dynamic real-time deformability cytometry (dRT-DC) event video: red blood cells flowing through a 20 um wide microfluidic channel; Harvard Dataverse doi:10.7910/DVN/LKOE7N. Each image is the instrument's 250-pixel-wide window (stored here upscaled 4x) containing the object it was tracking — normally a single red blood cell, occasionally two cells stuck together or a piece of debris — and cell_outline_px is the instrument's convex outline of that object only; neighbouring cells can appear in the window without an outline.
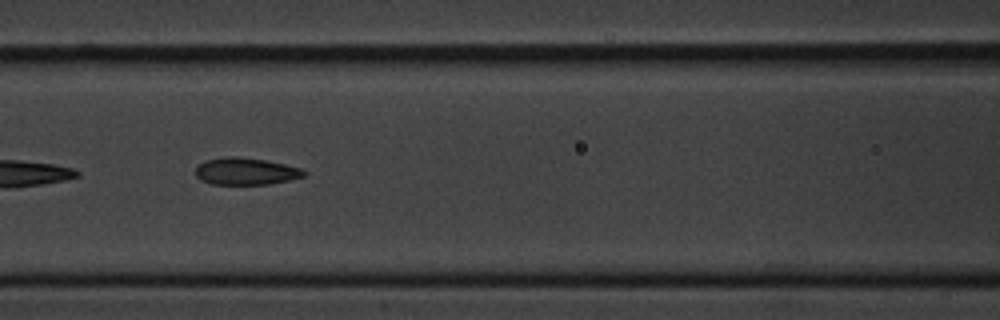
{"species": "common noctule bat (a hibernating species)", "species_latin": "Nyctalus noctula", "temperature_condition": "cold", "stored_images_in_passage": 11, "camera_frame_rate_fps": 3000, "um_per_image_px": 0.085, "animal": {"sex": "male", "body_mass_g": 20.1, "forearm_length_mm": 53.5}, "frame": {"image": 1, "passage_image": 7, "time_ms": 7.667, "image_size_px": [1000, 320], "cell_outline_px": [[308, 172], [304, 176], [288, 180], [268, 184], [212, 184], [200, 180], [196, 176], [196, 168], [200, 164], [208, 160], [224, 156], [236, 156], [264, 160], [284, 164], [300, 168]], "centroid_in_image_um": [20.89, 14.56], "position_along_channel_um": 145.7, "area_um2": 16.94}}
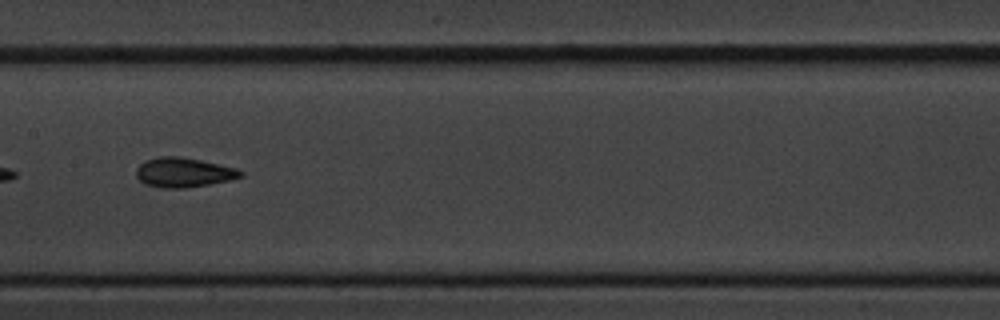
{"frame": {"image": 2, "passage_image": 8, "time_ms": 9.0, "image_size_px": [1000, 320], "cell_outline_px": [[244, 176], [228, 180], [208, 184], [184, 188], [160, 188], [144, 184], [136, 176], [136, 168], [140, 164], [148, 160], [160, 156], [180, 156], [200, 160], [236, 168], [244, 172]], "centroid_in_image_um": [15.59, 14.66], "position_along_channel_um": 191.8, "area_um2": 17.92}}
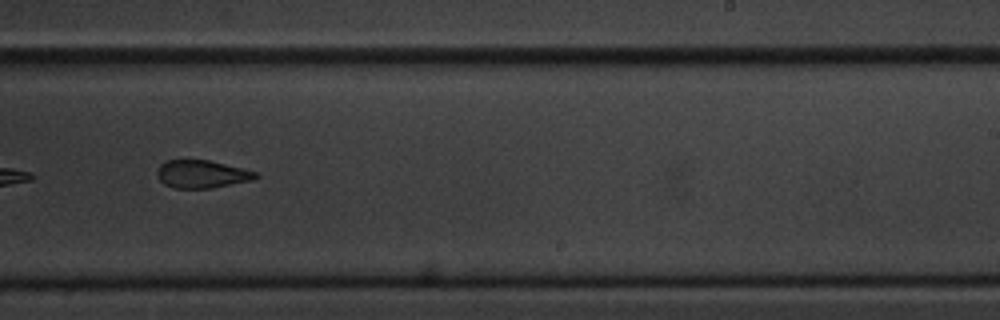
{"frame": {"image": 3, "passage_image": 10, "time_ms": 11.333, "image_size_px": [1000, 320], "cell_outline_px": [[260, 176], [252, 180], [212, 188], [172, 188], [164, 184], [156, 176], [156, 172], [160, 164], [168, 160], [208, 160], [256, 172]], "centroid_in_image_um": [17.11, 14.81], "position_along_channel_um": 271.9, "area_um2": 15.9}}